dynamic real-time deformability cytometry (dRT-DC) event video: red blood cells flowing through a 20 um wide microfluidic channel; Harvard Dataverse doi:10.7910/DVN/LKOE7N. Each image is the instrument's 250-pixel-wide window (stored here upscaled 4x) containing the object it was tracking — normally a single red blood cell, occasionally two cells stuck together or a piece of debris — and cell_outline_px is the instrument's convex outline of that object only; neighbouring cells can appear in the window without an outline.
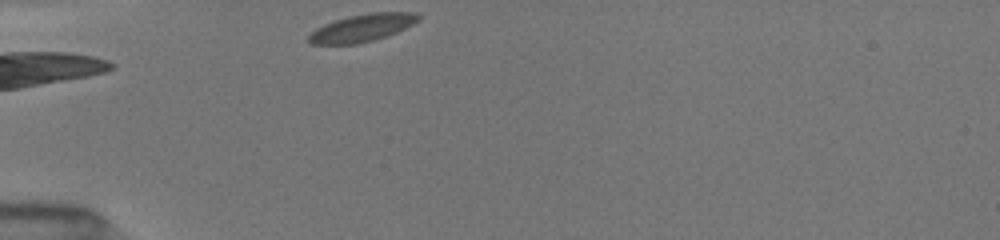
{"species": "common noctule bat (a hibernating species)", "species_latin": "Nyctalus noctula", "temperature_condition": "room temperature", "stored_images_in_passage": 16, "camera_frame_rate_fps": 3000, "um_per_image_px": 0.085, "animal": {"sex": "female", "body_mass_g": 19.5, "forearm_length_mm": 54.1}, "frame": {"image": 1, "passage_image": 1, "time_ms": 0.0, "image_size_px": [1000, 240], "cell_outline_px": [[420, 20], [396, 32], [372, 40], [356, 44], [312, 44], [308, 40], [308, 36], [316, 28], [324, 24], [348, 16], [368, 12], [416, 12], [420, 16]], "centroid_in_image_um": [30.78, 2.35], "position_along_channel_um": 54.2, "area_um2": 17.4}}
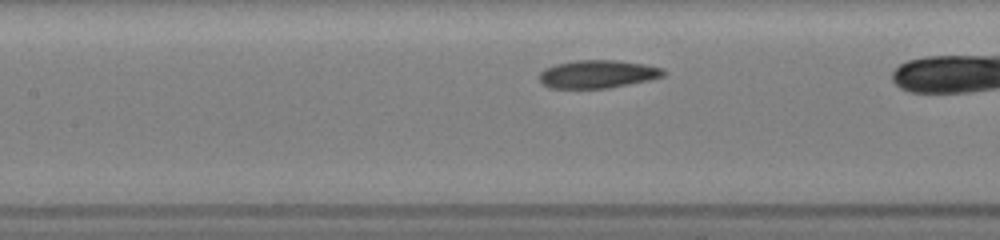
{"frame": {"image": 2, "passage_image": 6, "time_ms": 1.0, "image_size_px": [1000, 240], "cell_outline_px": [[664, 76], [648, 80], [608, 88], [548, 88], [540, 80], [540, 72], [544, 68], [556, 64], [576, 60], [620, 60], [644, 64], [660, 68], [664, 72]], "centroid_in_image_um": [50.77, 6.29], "position_along_channel_um": 156.6, "area_um2": 20.11}}
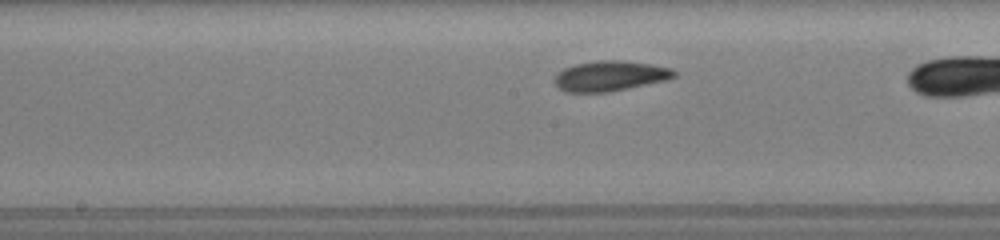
{"frame": {"image": 3, "passage_image": 10, "time_ms": 2.0, "image_size_px": [1000, 240], "cell_outline_px": [[676, 76], [668, 80], [608, 92], [564, 92], [552, 80], [556, 72], [564, 68], [576, 64], [600, 60], [624, 60], [652, 64], [672, 68], [676, 72]], "centroid_in_image_um": [51.85, 6.45], "position_along_channel_um": 196.3, "area_um2": 21.27}}